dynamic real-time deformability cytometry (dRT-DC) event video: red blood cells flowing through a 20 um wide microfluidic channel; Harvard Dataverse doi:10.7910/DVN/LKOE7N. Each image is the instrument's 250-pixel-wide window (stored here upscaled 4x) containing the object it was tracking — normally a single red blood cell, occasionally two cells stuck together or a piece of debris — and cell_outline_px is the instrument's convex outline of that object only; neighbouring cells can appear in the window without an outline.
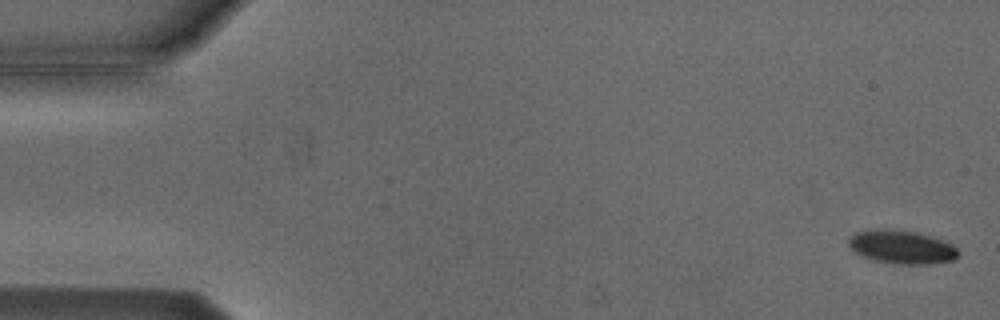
{"species": "Egyptian fruit bat (a non-hibernating species)", "species_latin": "Rousettus aegyptiacus", "temperature_condition": "cold", "stored_images_in_passage": 6, "camera_frame_rate_fps": 3000, "um_per_image_px": 0.085, "animal": {"sex": "male"}, "frame": {"image": 1, "passage_image": 1, "time_ms": 0.0, "image_size_px": [1000, 320], "cell_outline_px": [[960, 256], [956, 260], [928, 264], [896, 264], [876, 260], [860, 256], [852, 252], [848, 248], [848, 240], [856, 232], [876, 228], [880, 228], [916, 232], [952, 244], [960, 252]], "centroid_in_image_um": [76.62, 21.01], "position_along_channel_um": 8.4, "area_um2": 21.56}}